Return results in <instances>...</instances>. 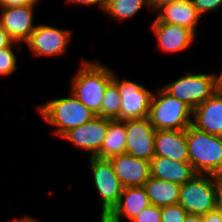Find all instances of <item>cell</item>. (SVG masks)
Wrapping results in <instances>:
<instances>
[{
  "label": "cell",
  "mask_w": 222,
  "mask_h": 222,
  "mask_svg": "<svg viewBox=\"0 0 222 222\" xmlns=\"http://www.w3.org/2000/svg\"><path fill=\"white\" fill-rule=\"evenodd\" d=\"M193 110L162 88L152 94L148 119L156 130H186L192 125Z\"/></svg>",
  "instance_id": "4"
},
{
  "label": "cell",
  "mask_w": 222,
  "mask_h": 222,
  "mask_svg": "<svg viewBox=\"0 0 222 222\" xmlns=\"http://www.w3.org/2000/svg\"><path fill=\"white\" fill-rule=\"evenodd\" d=\"M15 44L19 50H22L17 42L0 49V76L6 77L17 70V57L13 50L14 46L16 47Z\"/></svg>",
  "instance_id": "24"
},
{
  "label": "cell",
  "mask_w": 222,
  "mask_h": 222,
  "mask_svg": "<svg viewBox=\"0 0 222 222\" xmlns=\"http://www.w3.org/2000/svg\"><path fill=\"white\" fill-rule=\"evenodd\" d=\"M131 222H161V207L150 204L135 216Z\"/></svg>",
  "instance_id": "26"
},
{
  "label": "cell",
  "mask_w": 222,
  "mask_h": 222,
  "mask_svg": "<svg viewBox=\"0 0 222 222\" xmlns=\"http://www.w3.org/2000/svg\"><path fill=\"white\" fill-rule=\"evenodd\" d=\"M73 95L89 110L100 116V107L107 85L113 79V70L98 61L82 60L72 77Z\"/></svg>",
  "instance_id": "1"
},
{
  "label": "cell",
  "mask_w": 222,
  "mask_h": 222,
  "mask_svg": "<svg viewBox=\"0 0 222 222\" xmlns=\"http://www.w3.org/2000/svg\"><path fill=\"white\" fill-rule=\"evenodd\" d=\"M192 117L197 130L222 136V95L215 92L193 110Z\"/></svg>",
  "instance_id": "15"
},
{
  "label": "cell",
  "mask_w": 222,
  "mask_h": 222,
  "mask_svg": "<svg viewBox=\"0 0 222 222\" xmlns=\"http://www.w3.org/2000/svg\"><path fill=\"white\" fill-rule=\"evenodd\" d=\"M150 169L151 177L179 185L196 175L189 162H180L166 157H154L150 161Z\"/></svg>",
  "instance_id": "18"
},
{
  "label": "cell",
  "mask_w": 222,
  "mask_h": 222,
  "mask_svg": "<svg viewBox=\"0 0 222 222\" xmlns=\"http://www.w3.org/2000/svg\"><path fill=\"white\" fill-rule=\"evenodd\" d=\"M162 89L194 110L216 92L215 74L190 73L168 83Z\"/></svg>",
  "instance_id": "6"
},
{
  "label": "cell",
  "mask_w": 222,
  "mask_h": 222,
  "mask_svg": "<svg viewBox=\"0 0 222 222\" xmlns=\"http://www.w3.org/2000/svg\"><path fill=\"white\" fill-rule=\"evenodd\" d=\"M189 163L196 174L222 175V136L190 125L186 129Z\"/></svg>",
  "instance_id": "2"
},
{
  "label": "cell",
  "mask_w": 222,
  "mask_h": 222,
  "mask_svg": "<svg viewBox=\"0 0 222 222\" xmlns=\"http://www.w3.org/2000/svg\"><path fill=\"white\" fill-rule=\"evenodd\" d=\"M152 30L157 38L160 49L168 53H176L189 48L196 38V35L189 29L163 23L160 20L152 22Z\"/></svg>",
  "instance_id": "14"
},
{
  "label": "cell",
  "mask_w": 222,
  "mask_h": 222,
  "mask_svg": "<svg viewBox=\"0 0 222 222\" xmlns=\"http://www.w3.org/2000/svg\"><path fill=\"white\" fill-rule=\"evenodd\" d=\"M184 222H203L202 215L187 213Z\"/></svg>",
  "instance_id": "35"
},
{
  "label": "cell",
  "mask_w": 222,
  "mask_h": 222,
  "mask_svg": "<svg viewBox=\"0 0 222 222\" xmlns=\"http://www.w3.org/2000/svg\"><path fill=\"white\" fill-rule=\"evenodd\" d=\"M202 219L203 222H222V209L217 206L215 209L202 215Z\"/></svg>",
  "instance_id": "28"
},
{
  "label": "cell",
  "mask_w": 222,
  "mask_h": 222,
  "mask_svg": "<svg viewBox=\"0 0 222 222\" xmlns=\"http://www.w3.org/2000/svg\"><path fill=\"white\" fill-rule=\"evenodd\" d=\"M144 188L151 205L164 207L179 202V184L150 177Z\"/></svg>",
  "instance_id": "20"
},
{
  "label": "cell",
  "mask_w": 222,
  "mask_h": 222,
  "mask_svg": "<svg viewBox=\"0 0 222 222\" xmlns=\"http://www.w3.org/2000/svg\"><path fill=\"white\" fill-rule=\"evenodd\" d=\"M217 206L222 209V175L217 176Z\"/></svg>",
  "instance_id": "33"
},
{
  "label": "cell",
  "mask_w": 222,
  "mask_h": 222,
  "mask_svg": "<svg viewBox=\"0 0 222 222\" xmlns=\"http://www.w3.org/2000/svg\"><path fill=\"white\" fill-rule=\"evenodd\" d=\"M28 4L16 7H0V25L17 43H26L37 25L34 24V8Z\"/></svg>",
  "instance_id": "12"
},
{
  "label": "cell",
  "mask_w": 222,
  "mask_h": 222,
  "mask_svg": "<svg viewBox=\"0 0 222 222\" xmlns=\"http://www.w3.org/2000/svg\"><path fill=\"white\" fill-rule=\"evenodd\" d=\"M71 30L38 24L31 33L27 46L35 56H59L66 52Z\"/></svg>",
  "instance_id": "9"
},
{
  "label": "cell",
  "mask_w": 222,
  "mask_h": 222,
  "mask_svg": "<svg viewBox=\"0 0 222 222\" xmlns=\"http://www.w3.org/2000/svg\"><path fill=\"white\" fill-rule=\"evenodd\" d=\"M70 96L54 98L39 106L43 119L55 127L54 135L61 137L68 130L91 121L95 116L72 92Z\"/></svg>",
  "instance_id": "3"
},
{
  "label": "cell",
  "mask_w": 222,
  "mask_h": 222,
  "mask_svg": "<svg viewBox=\"0 0 222 222\" xmlns=\"http://www.w3.org/2000/svg\"><path fill=\"white\" fill-rule=\"evenodd\" d=\"M176 1L179 0H148L150 9H154V11H157L163 5L170 4Z\"/></svg>",
  "instance_id": "32"
},
{
  "label": "cell",
  "mask_w": 222,
  "mask_h": 222,
  "mask_svg": "<svg viewBox=\"0 0 222 222\" xmlns=\"http://www.w3.org/2000/svg\"><path fill=\"white\" fill-rule=\"evenodd\" d=\"M123 187L144 186L151 177L150 161L123 153L109 158Z\"/></svg>",
  "instance_id": "13"
},
{
  "label": "cell",
  "mask_w": 222,
  "mask_h": 222,
  "mask_svg": "<svg viewBox=\"0 0 222 222\" xmlns=\"http://www.w3.org/2000/svg\"><path fill=\"white\" fill-rule=\"evenodd\" d=\"M150 205V201L144 186L124 187L118 204L110 214L117 220L127 218L132 220L143 209Z\"/></svg>",
  "instance_id": "19"
},
{
  "label": "cell",
  "mask_w": 222,
  "mask_h": 222,
  "mask_svg": "<svg viewBox=\"0 0 222 222\" xmlns=\"http://www.w3.org/2000/svg\"><path fill=\"white\" fill-rule=\"evenodd\" d=\"M126 135L125 120L108 119V130L103 145L95 157L109 159L125 153Z\"/></svg>",
  "instance_id": "21"
},
{
  "label": "cell",
  "mask_w": 222,
  "mask_h": 222,
  "mask_svg": "<svg viewBox=\"0 0 222 222\" xmlns=\"http://www.w3.org/2000/svg\"><path fill=\"white\" fill-rule=\"evenodd\" d=\"M39 4V0H0V7H16L28 4Z\"/></svg>",
  "instance_id": "29"
},
{
  "label": "cell",
  "mask_w": 222,
  "mask_h": 222,
  "mask_svg": "<svg viewBox=\"0 0 222 222\" xmlns=\"http://www.w3.org/2000/svg\"><path fill=\"white\" fill-rule=\"evenodd\" d=\"M217 176L196 174L180 185L179 204L189 214L204 215L217 207Z\"/></svg>",
  "instance_id": "5"
},
{
  "label": "cell",
  "mask_w": 222,
  "mask_h": 222,
  "mask_svg": "<svg viewBox=\"0 0 222 222\" xmlns=\"http://www.w3.org/2000/svg\"><path fill=\"white\" fill-rule=\"evenodd\" d=\"M113 71L112 82L121 97L120 120L148 117L152 92L145 86L128 79H118Z\"/></svg>",
  "instance_id": "8"
},
{
  "label": "cell",
  "mask_w": 222,
  "mask_h": 222,
  "mask_svg": "<svg viewBox=\"0 0 222 222\" xmlns=\"http://www.w3.org/2000/svg\"><path fill=\"white\" fill-rule=\"evenodd\" d=\"M97 193L101 197V213H110L118 204L123 186L116 176L109 159L88 158Z\"/></svg>",
  "instance_id": "7"
},
{
  "label": "cell",
  "mask_w": 222,
  "mask_h": 222,
  "mask_svg": "<svg viewBox=\"0 0 222 222\" xmlns=\"http://www.w3.org/2000/svg\"><path fill=\"white\" fill-rule=\"evenodd\" d=\"M67 2L71 3V4H77V5H83V6H95L98 5V7L101 10L105 9L107 0H67Z\"/></svg>",
  "instance_id": "30"
},
{
  "label": "cell",
  "mask_w": 222,
  "mask_h": 222,
  "mask_svg": "<svg viewBox=\"0 0 222 222\" xmlns=\"http://www.w3.org/2000/svg\"><path fill=\"white\" fill-rule=\"evenodd\" d=\"M126 151L132 156L151 161L155 157L154 138L156 129L148 117L125 120Z\"/></svg>",
  "instance_id": "10"
},
{
  "label": "cell",
  "mask_w": 222,
  "mask_h": 222,
  "mask_svg": "<svg viewBox=\"0 0 222 222\" xmlns=\"http://www.w3.org/2000/svg\"><path fill=\"white\" fill-rule=\"evenodd\" d=\"M143 6L150 9L148 0H107L103 11L121 22L134 17Z\"/></svg>",
  "instance_id": "22"
},
{
  "label": "cell",
  "mask_w": 222,
  "mask_h": 222,
  "mask_svg": "<svg viewBox=\"0 0 222 222\" xmlns=\"http://www.w3.org/2000/svg\"><path fill=\"white\" fill-rule=\"evenodd\" d=\"M186 215L179 203L161 207V222H184Z\"/></svg>",
  "instance_id": "25"
},
{
  "label": "cell",
  "mask_w": 222,
  "mask_h": 222,
  "mask_svg": "<svg viewBox=\"0 0 222 222\" xmlns=\"http://www.w3.org/2000/svg\"><path fill=\"white\" fill-rule=\"evenodd\" d=\"M13 42L6 30L0 25V49L10 46Z\"/></svg>",
  "instance_id": "31"
},
{
  "label": "cell",
  "mask_w": 222,
  "mask_h": 222,
  "mask_svg": "<svg viewBox=\"0 0 222 222\" xmlns=\"http://www.w3.org/2000/svg\"><path fill=\"white\" fill-rule=\"evenodd\" d=\"M121 100L117 86L111 81L105 89L100 107V117L120 120Z\"/></svg>",
  "instance_id": "23"
},
{
  "label": "cell",
  "mask_w": 222,
  "mask_h": 222,
  "mask_svg": "<svg viewBox=\"0 0 222 222\" xmlns=\"http://www.w3.org/2000/svg\"><path fill=\"white\" fill-rule=\"evenodd\" d=\"M199 15L203 13L213 12L222 6V0H191Z\"/></svg>",
  "instance_id": "27"
},
{
  "label": "cell",
  "mask_w": 222,
  "mask_h": 222,
  "mask_svg": "<svg viewBox=\"0 0 222 222\" xmlns=\"http://www.w3.org/2000/svg\"><path fill=\"white\" fill-rule=\"evenodd\" d=\"M12 222H39L37 219L32 218L31 216H25L19 220L15 218Z\"/></svg>",
  "instance_id": "37"
},
{
  "label": "cell",
  "mask_w": 222,
  "mask_h": 222,
  "mask_svg": "<svg viewBox=\"0 0 222 222\" xmlns=\"http://www.w3.org/2000/svg\"><path fill=\"white\" fill-rule=\"evenodd\" d=\"M107 130L108 119L95 116L91 121L68 130L61 137L87 151L88 157H95L103 145Z\"/></svg>",
  "instance_id": "11"
},
{
  "label": "cell",
  "mask_w": 222,
  "mask_h": 222,
  "mask_svg": "<svg viewBox=\"0 0 222 222\" xmlns=\"http://www.w3.org/2000/svg\"><path fill=\"white\" fill-rule=\"evenodd\" d=\"M100 222H121V221L115 219L110 213H101Z\"/></svg>",
  "instance_id": "36"
},
{
  "label": "cell",
  "mask_w": 222,
  "mask_h": 222,
  "mask_svg": "<svg viewBox=\"0 0 222 222\" xmlns=\"http://www.w3.org/2000/svg\"><path fill=\"white\" fill-rule=\"evenodd\" d=\"M215 85L216 93L222 95V72L220 74H215Z\"/></svg>",
  "instance_id": "34"
},
{
  "label": "cell",
  "mask_w": 222,
  "mask_h": 222,
  "mask_svg": "<svg viewBox=\"0 0 222 222\" xmlns=\"http://www.w3.org/2000/svg\"><path fill=\"white\" fill-rule=\"evenodd\" d=\"M157 11L159 13L155 20L185 27L197 35L196 29L201 16L191 0H179L166 4L160 7Z\"/></svg>",
  "instance_id": "17"
},
{
  "label": "cell",
  "mask_w": 222,
  "mask_h": 222,
  "mask_svg": "<svg viewBox=\"0 0 222 222\" xmlns=\"http://www.w3.org/2000/svg\"><path fill=\"white\" fill-rule=\"evenodd\" d=\"M155 157L189 162L186 130H156Z\"/></svg>",
  "instance_id": "16"
}]
</instances>
